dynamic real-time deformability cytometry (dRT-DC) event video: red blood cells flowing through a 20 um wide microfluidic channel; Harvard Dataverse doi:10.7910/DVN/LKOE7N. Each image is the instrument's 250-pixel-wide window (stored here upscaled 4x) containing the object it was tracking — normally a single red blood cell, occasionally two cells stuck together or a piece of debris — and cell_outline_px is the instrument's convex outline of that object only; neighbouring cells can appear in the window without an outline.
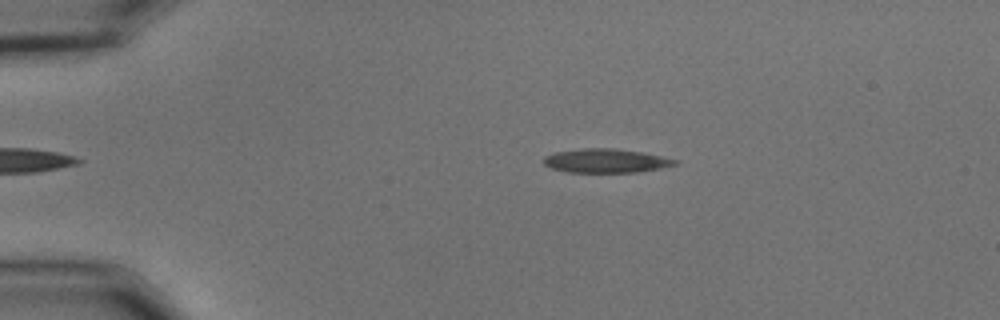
{"species": "common noctule bat (a hibernating species)", "species_latin": "Nyctalus noctula", "temperature_condition": "cold", "stored_images_in_passage": 48, "camera_frame_rate_fps": 3000, "um_per_image_px": 0.085, "animal": {"sex": "male", "body_mass_g": 15.6}, "frame": {"image": 1, "passage_image": 11, "time_ms": 3.333, "image_size_px": [1000, 320], "cell_outline_px": [[680, 164], [660, 168], [636, 172], [568, 172], [552, 168], [544, 164], [544, 156], [556, 152], [584, 148], [616, 148], [664, 156], [680, 160]], "centroid_in_image_um": [51.56, 13.66], "position_along_channel_um": 33.4, "area_um2": 18.32}}
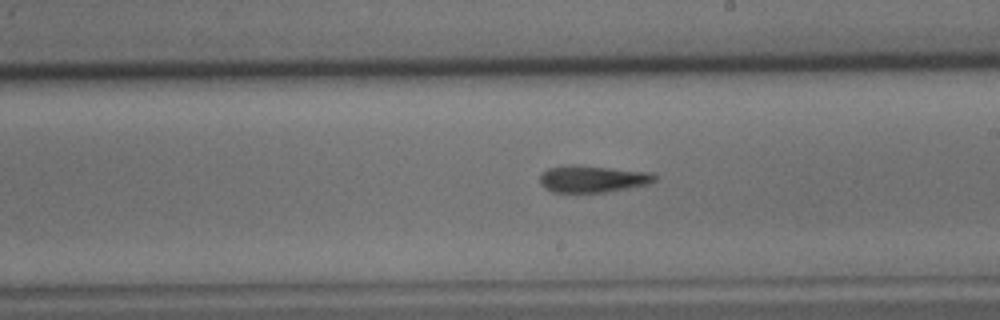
{"frame": {"image": 2, "passage_image": 32, "time_ms": 10.333, "image_size_px": [1000, 320], "cell_outline_px": [[656, 180], [648, 184], [628, 188], [604, 192], [552, 192], [544, 188], [540, 184], [540, 176], [548, 168], [568, 164], [580, 164], [652, 172], [656, 176]], "centroid_in_image_um": [50.37, 15.19], "position_along_channel_um": 238.6, "area_um2": 18.26}}
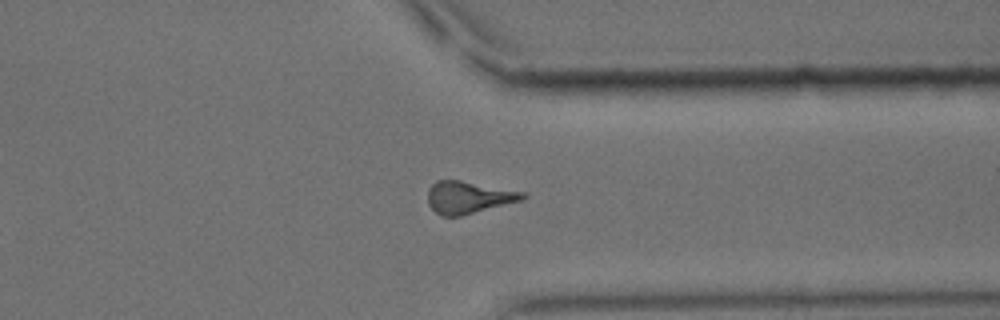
{"frame": {"image": 3, "passage_image": 43, "time_ms": 14.0, "image_size_px": [1000, 320], "cell_outline_px": [[528, 196], [520, 200], [460, 216], [440, 216], [428, 204], [428, 188], [436, 180], [460, 180], [524, 192]], "centroid_in_image_um": [39.77, 16.76], "position_along_channel_um": 371.6, "area_um2": 17.57}, "authors_computed_cell_mechanics": {"area_um2": 17.9469, "velocity_mm_per_s": 3.6417, "shape_relaxation_time_tau1_ms": 6.3485, "shape_relaxation_time_tau2_ms": null, "deformation_change_tau1": 0.1547, "deformation_change_tau2": null}}